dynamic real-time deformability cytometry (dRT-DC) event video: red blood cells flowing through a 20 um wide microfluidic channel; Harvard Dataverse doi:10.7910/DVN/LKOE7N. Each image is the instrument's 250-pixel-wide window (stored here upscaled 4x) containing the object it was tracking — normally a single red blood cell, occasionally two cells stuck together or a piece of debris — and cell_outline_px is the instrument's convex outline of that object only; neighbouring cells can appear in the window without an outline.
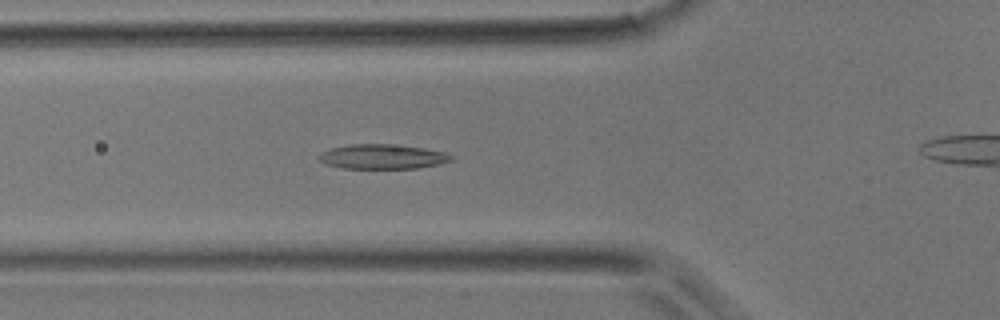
{"species": "common noctule bat (a hibernating species)", "species_latin": "Nyctalus noctula", "temperature_condition": "room temperature", "stored_images_in_passage": 26, "camera_frame_rate_fps": 3000, "um_per_image_px": 0.085, "animal": {"sex": "male", "body_mass_g": 17.9}, "frame": {"image": 1, "passage_image": 4, "time_ms": 1.0, "image_size_px": [1000, 320], "cell_outline_px": [[452, 160], [440, 164], [416, 168], [344, 168], [324, 164], [316, 156], [320, 152], [328, 148], [348, 144], [388, 144], [424, 148], [444, 152], [452, 156]], "centroid_in_image_um": [32.44, 13.31], "position_along_channel_um": 93.4, "area_um2": 19.07}}
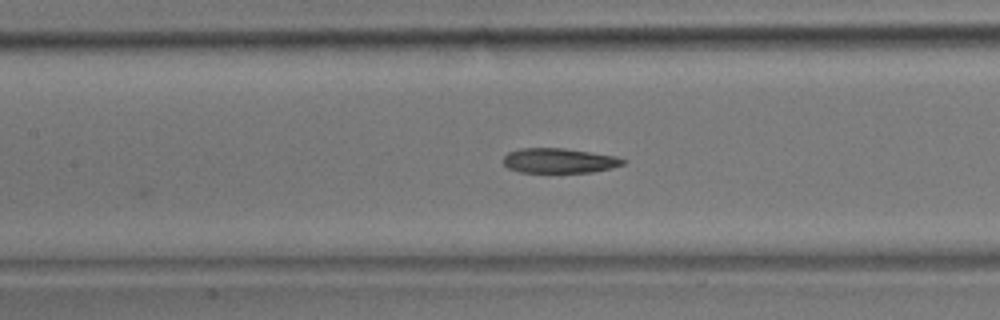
{"frame": {"image": 2, "passage_image": 8, "time_ms": 2.333, "image_size_px": [1000, 320], "cell_outline_px": [[628, 160], [624, 164], [612, 168], [592, 172], [520, 172], [508, 168], [504, 164], [504, 156], [508, 152], [520, 148], [564, 148], [616, 156]], "centroid_in_image_um": [47.55, 13.65], "position_along_channel_um": 159.9, "area_um2": 17.34}}
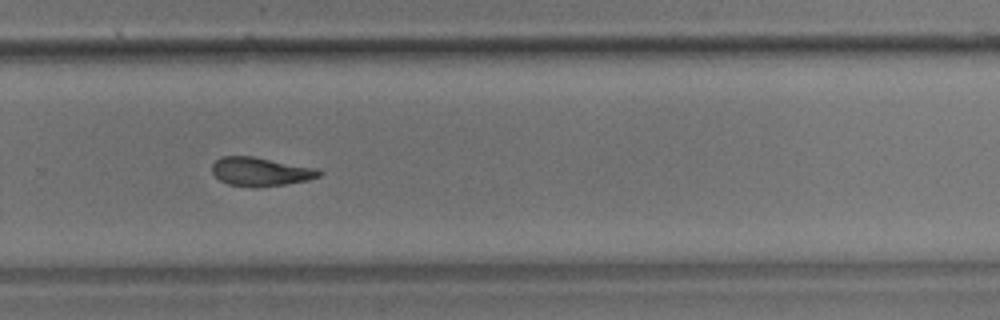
{"frame": {"image": 3, "passage_image": 17, "time_ms": 5.333, "image_size_px": [1000, 320], "cell_outline_px": [[324, 172], [320, 176], [308, 180], [284, 184], [256, 188], [228, 184], [220, 180], [212, 172], [212, 164], [220, 156], [252, 156], [320, 168]], "centroid_in_image_um": [22.18, 14.58], "position_along_channel_um": 307.6, "area_um2": 18.15}}